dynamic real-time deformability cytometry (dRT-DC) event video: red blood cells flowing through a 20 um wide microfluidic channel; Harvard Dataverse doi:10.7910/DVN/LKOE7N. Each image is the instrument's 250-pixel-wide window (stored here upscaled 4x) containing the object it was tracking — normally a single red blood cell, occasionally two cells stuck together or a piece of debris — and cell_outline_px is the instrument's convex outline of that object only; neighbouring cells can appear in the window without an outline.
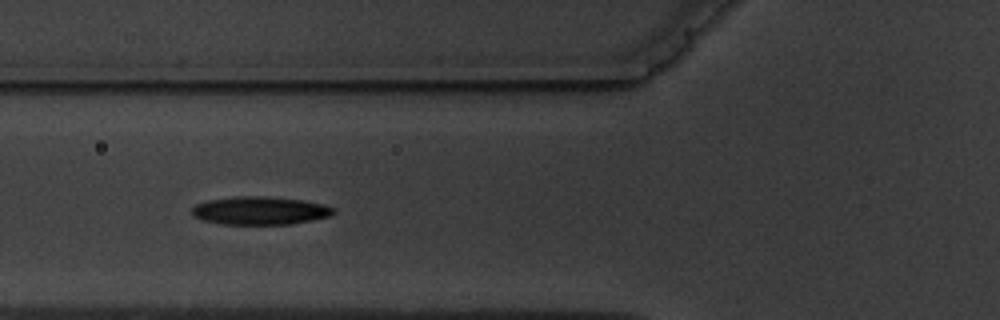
{"species": "common noctule bat (a hibernating species)", "species_latin": "Nyctalus noctula", "temperature_condition": "warm", "stored_images_in_passage": 5, "camera_frame_rate_fps": 3000, "um_per_image_px": 0.085, "animal": {"sex": "male", "body_mass_g": 19.5, "forearm_length_mm": 54.6}, "frame": {"image": 1, "passage_image": 4, "time_ms": 3.333, "image_size_px": [1000, 320], "cell_outline_px": [[336, 212], [328, 216], [312, 220], [288, 224], [224, 224], [204, 220], [192, 216], [192, 208], [196, 204], [208, 200], [236, 196], [264, 196], [304, 200], [324, 204], [336, 208]], "centroid_in_image_um": [22.12, 17.89], "position_along_channel_um": 103.7, "area_um2": 23.18}}
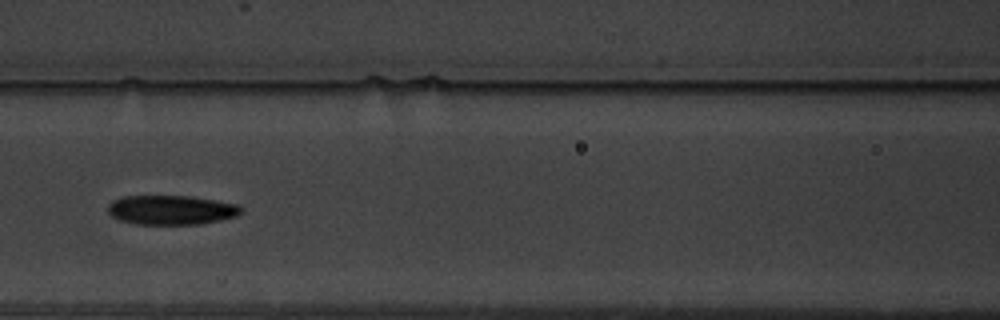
{"frame": {"image": 2, "passage_image": 5, "time_ms": 4.667, "image_size_px": [1000, 320], "cell_outline_px": [[244, 208], [236, 216], [220, 220], [200, 224], [136, 224], [120, 220], [112, 216], [108, 212], [108, 204], [112, 200], [124, 196], [188, 196], [236, 204]], "centroid_in_image_um": [14.52, 17.85], "position_along_channel_um": 152.1, "area_um2": 22.66}}